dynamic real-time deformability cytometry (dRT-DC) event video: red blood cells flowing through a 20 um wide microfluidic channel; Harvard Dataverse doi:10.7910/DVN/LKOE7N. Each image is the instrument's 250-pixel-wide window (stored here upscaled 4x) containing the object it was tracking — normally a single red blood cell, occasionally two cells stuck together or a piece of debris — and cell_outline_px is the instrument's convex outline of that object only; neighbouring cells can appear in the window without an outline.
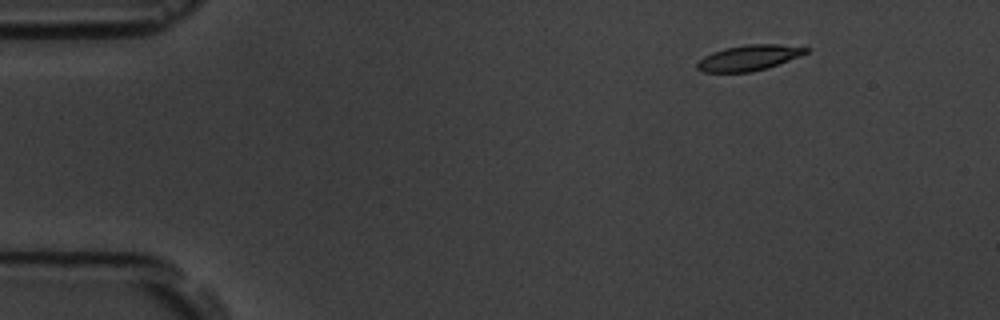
{"species": "common noctule bat (a hibernating species)", "species_latin": "Nyctalus noctula", "temperature_condition": "room temperature", "stored_images_in_passage": 5, "camera_frame_rate_fps": 3000, "um_per_image_px": 0.085, "animal": {"sex": "male", "body_mass_g": 19.5, "forearm_length_mm": 54.6}, "frame": {"image": 1, "passage_image": 2, "time_ms": 2.0, "image_size_px": [1000, 320], "cell_outline_px": [[808, 52], [800, 56], [768, 68], [752, 72], [704, 72], [696, 68], [696, 64], [704, 56], [712, 52], [724, 48], [748, 44], [776, 44], [808, 48]], "centroid_in_image_um": [63.64, 4.92], "position_along_channel_um": 21.4, "area_um2": 16.13}}
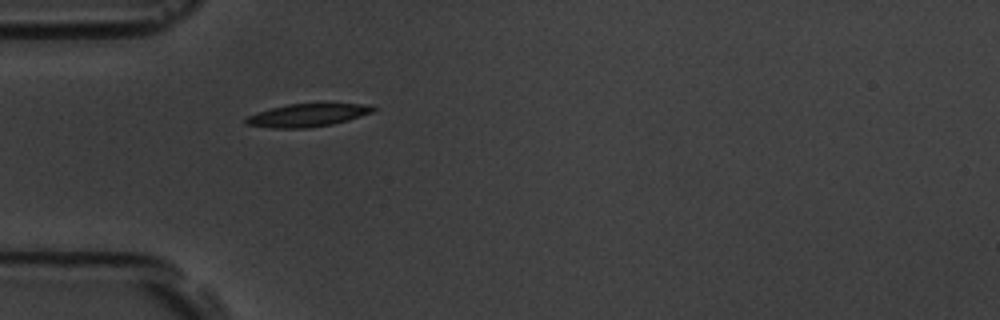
{"frame": {"image": 2, "passage_image": 5, "time_ms": 5.333, "image_size_px": [1000, 320], "cell_outline_px": [[376, 108], [372, 112], [348, 120], [332, 124], [308, 128], [272, 128], [244, 124], [244, 120], [248, 116], [256, 112], [288, 104], [364, 104]], "centroid_in_image_um": [26.07, 9.8], "position_along_channel_um": 58.9, "area_um2": 16.76}}